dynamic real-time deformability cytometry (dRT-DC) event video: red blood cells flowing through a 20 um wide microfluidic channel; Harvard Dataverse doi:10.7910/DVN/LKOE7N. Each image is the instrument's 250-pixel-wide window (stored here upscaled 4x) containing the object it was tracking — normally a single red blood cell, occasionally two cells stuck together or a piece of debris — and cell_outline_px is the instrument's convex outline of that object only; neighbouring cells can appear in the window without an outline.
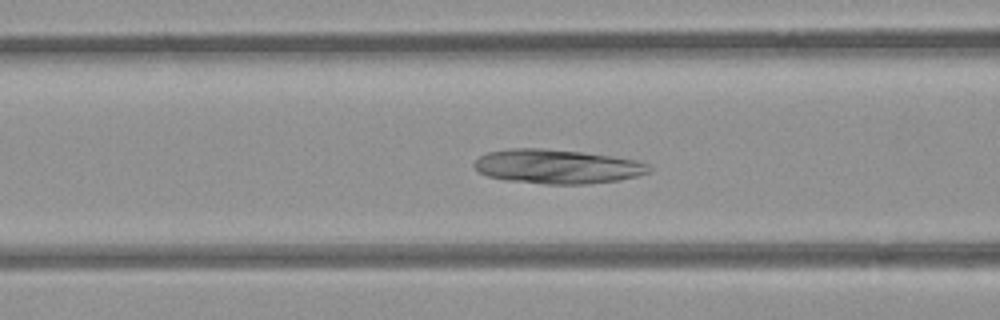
{"species": "common noctule bat (a hibernating species)", "species_latin": "Nyctalus noctula", "temperature_condition": "room temperature", "stored_images_in_passage": 34, "camera_frame_rate_fps": 3000, "um_per_image_px": 0.085, "animal": {"sex": "female", "body_mass_g": 21.9}, "frame": {"image": 1, "passage_image": 9, "time_ms": 2.667, "image_size_px": [1000, 320], "cell_outline_px": [[652, 172], [640, 176], [620, 180], [588, 184], [544, 184], [504, 180], [488, 176], [480, 172], [472, 164], [480, 156], [488, 152], [508, 148], [540, 148], [584, 152], [636, 160], [648, 164], [652, 168]], "centroid_in_image_um": [47.39, 14.16], "position_along_channel_um": 119.2, "area_um2": 35.14}}
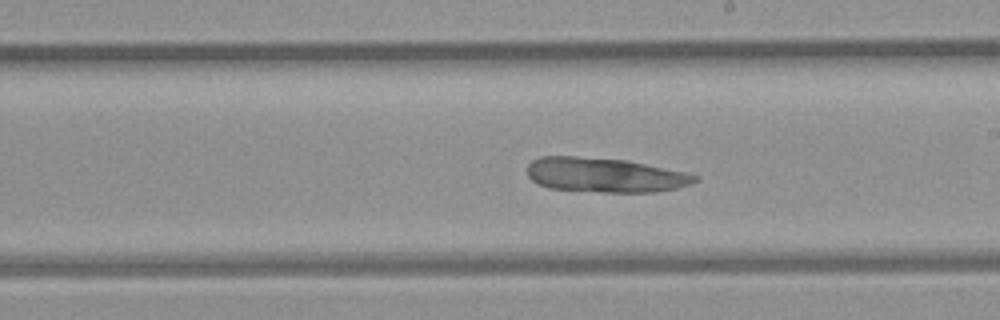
{"frame": {"image": 2, "passage_image": 18, "time_ms": 5.667, "image_size_px": [1000, 320], "cell_outline_px": [[700, 180], [692, 184], [676, 188], [656, 192], [604, 192], [548, 188], [536, 184], [528, 176], [528, 164], [532, 160], [540, 156], [576, 156], [628, 160], [688, 172], [700, 176]], "centroid_in_image_um": [51.46, 14.87], "position_along_channel_um": 237.5, "area_um2": 34.22}}
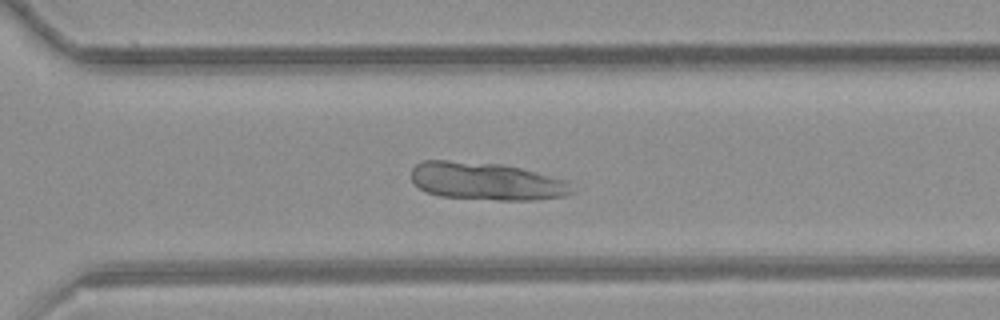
{"frame": {"image": 3, "passage_image": 25, "time_ms": 8.0, "image_size_px": [1000, 320], "cell_outline_px": [[576, 192], [568, 196], [540, 200], [496, 200], [440, 196], [424, 192], [412, 180], [412, 168], [416, 164], [424, 160], [448, 160], [500, 164], [568, 180]], "centroid_in_image_um": [41.38, 15.42], "position_along_channel_um": 329.2, "area_um2": 35.49}}